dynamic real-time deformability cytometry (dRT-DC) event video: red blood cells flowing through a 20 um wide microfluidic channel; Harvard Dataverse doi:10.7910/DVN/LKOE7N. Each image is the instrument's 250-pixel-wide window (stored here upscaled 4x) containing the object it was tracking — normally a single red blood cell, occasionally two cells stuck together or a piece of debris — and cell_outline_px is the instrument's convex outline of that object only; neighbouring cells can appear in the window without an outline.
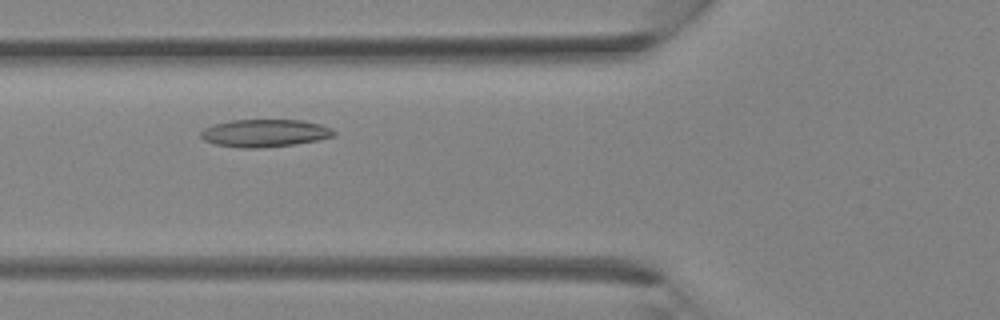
{"species": "Egyptian fruit bat (a non-hibernating species)", "species_latin": "Rousettus aegyptiacus", "temperature_condition": "room temperature", "stored_images_in_passage": 28, "camera_frame_rate_fps": 3000, "um_per_image_px": 0.085, "animal": {"sex": "female"}, "frame": {"image": 1, "passage_image": 5, "time_ms": 1.333, "image_size_px": [1000, 320], "cell_outline_px": [[336, 132], [332, 136], [316, 140], [296, 144], [260, 148], [240, 148], [216, 144], [204, 140], [200, 136], [200, 132], [204, 128], [216, 124], [232, 120], [304, 120], [320, 124], [332, 128]], "centroid_in_image_um": [22.5, 11.31], "position_along_channel_um": 103.3, "area_um2": 21.33}}
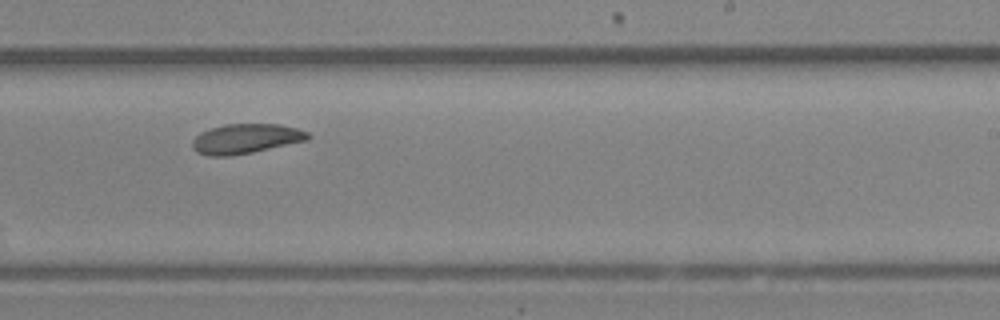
{"frame": {"image": 2, "passage_image": 14, "time_ms": 4.333, "image_size_px": [1000, 320], "cell_outline_px": [[312, 136], [308, 140], [252, 152], [228, 156], [208, 156], [196, 152], [192, 148], [192, 140], [200, 132], [224, 124], [276, 124], [296, 128], [308, 132]], "centroid_in_image_um": [20.87, 11.79], "position_along_channel_um": 268.1, "area_um2": 20.0}}
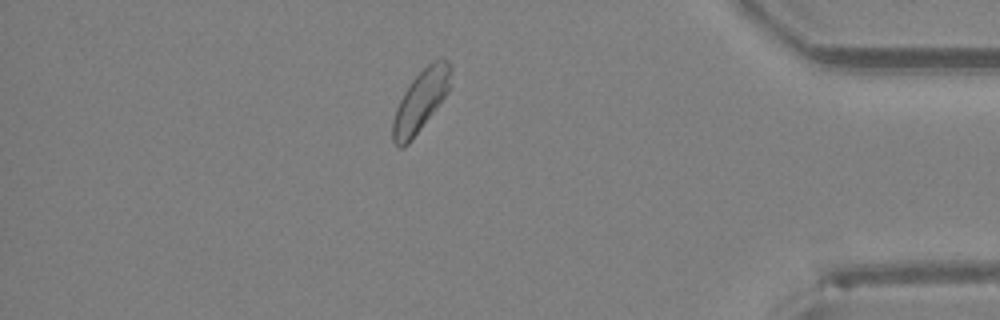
{"frame": {"image": 3, "passage_image": 23, "time_ms": 7.333, "image_size_px": [1000, 320], "cell_outline_px": [[452, 68], [448, 92], [408, 144], [404, 148], [396, 148], [392, 140], [392, 120], [396, 108], [404, 92], [412, 80], [432, 60], [440, 56], [444, 56], [452, 64]], "centroid_in_image_um": [35.76, 8.54], "position_along_channel_um": 399.4, "area_um2": 20.75}}